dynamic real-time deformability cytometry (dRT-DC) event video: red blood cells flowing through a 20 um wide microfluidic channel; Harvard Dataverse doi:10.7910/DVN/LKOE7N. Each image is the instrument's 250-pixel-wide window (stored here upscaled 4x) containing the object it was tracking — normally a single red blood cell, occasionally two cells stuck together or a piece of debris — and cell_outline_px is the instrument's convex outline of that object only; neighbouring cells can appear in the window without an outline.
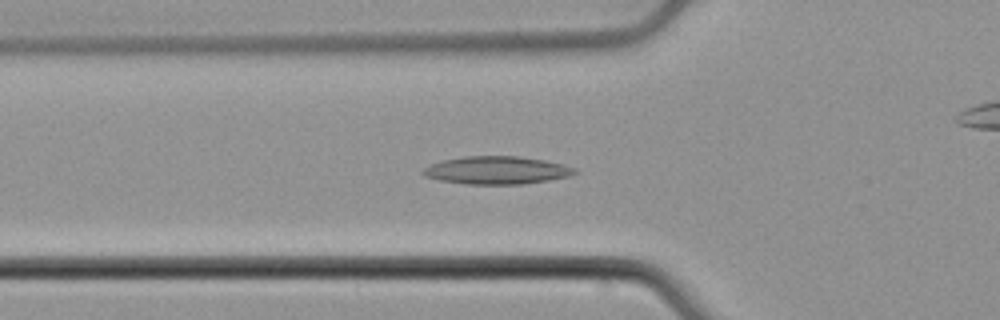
{"species": "common noctule bat (a hibernating species)", "species_latin": "Nyctalus noctula", "temperature_condition": "cold", "stored_images_in_passage": 48, "camera_frame_rate_fps": 3000, "um_per_image_px": 0.085, "animal": {"sex": "male", "body_mass_g": 21.5, "forearm_length_mm": 52.0}, "frame": {"image": 1, "passage_image": 12, "time_ms": 3.667, "image_size_px": [1000, 320], "cell_outline_px": [[580, 172], [568, 176], [548, 180], [520, 184], [464, 184], [440, 180], [424, 176], [420, 172], [424, 168], [432, 164], [444, 160], [464, 156], [516, 156], [544, 160], [564, 164], [576, 168]], "centroid_in_image_um": [42.23, 14.47], "position_along_channel_um": 83.6, "area_um2": 24.57}}
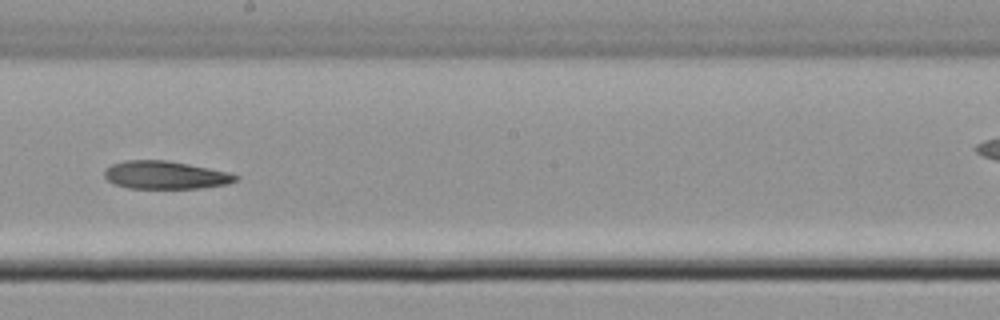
{"frame": {"image": 2, "passage_image": 24, "time_ms": 7.667, "image_size_px": [1000, 320], "cell_outline_px": [[240, 176], [236, 180], [228, 184], [200, 188], [128, 188], [116, 184], [108, 180], [104, 176], [104, 172], [112, 164], [124, 160], [168, 160], [228, 172]], "centroid_in_image_um": [14.06, 14.87], "position_along_channel_um": 234.1, "area_um2": 21.21}}
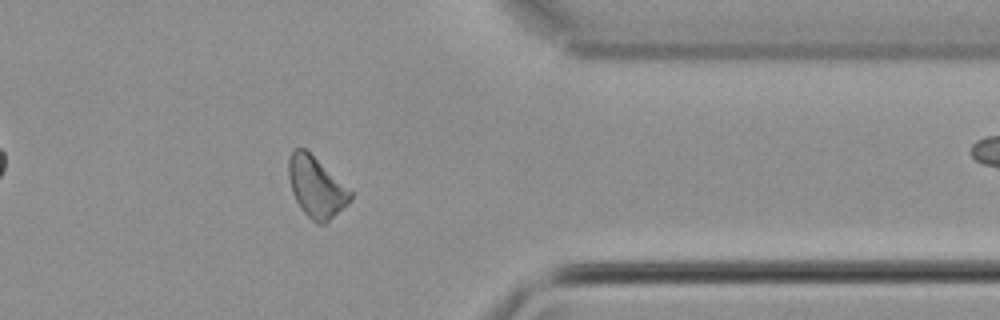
{"frame": {"image": 3, "passage_image": 37, "time_ms": 12.0, "image_size_px": [1000, 320], "cell_outline_px": [[352, 196], [348, 204], [324, 224], [316, 224], [300, 208], [292, 192], [288, 176], [288, 156], [296, 148], [304, 148], [352, 192]], "centroid_in_image_um": [26.85, 15.92], "position_along_channel_um": 384.6, "area_um2": 21.39}}